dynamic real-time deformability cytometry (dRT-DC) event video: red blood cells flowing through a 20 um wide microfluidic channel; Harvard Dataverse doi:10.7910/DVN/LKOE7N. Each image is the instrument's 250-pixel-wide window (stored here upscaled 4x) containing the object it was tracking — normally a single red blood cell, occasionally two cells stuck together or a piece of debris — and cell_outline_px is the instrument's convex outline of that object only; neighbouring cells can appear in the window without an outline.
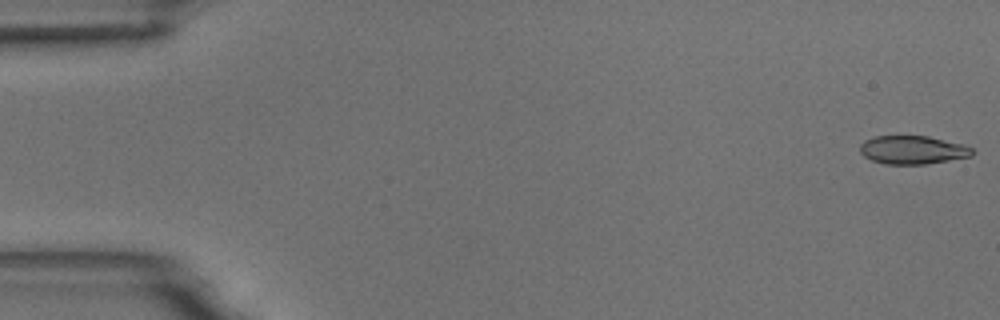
{"species": "common noctule bat (a hibernating species)", "species_latin": "Nyctalus noctula", "temperature_condition": "room temperature", "stored_images_in_passage": 54, "camera_frame_rate_fps": 3000, "um_per_image_px": 0.085, "animal": {"sex": "male", "body_mass_g": 18.8}, "frame": {"image": 1, "passage_image": 1, "time_ms": 0.0, "image_size_px": [1000, 320], "cell_outline_px": [[976, 152], [972, 156], [924, 164], [884, 164], [872, 160], [864, 156], [860, 152], [860, 144], [864, 140], [872, 136], [928, 136], [964, 144], [972, 148]], "centroid_in_image_um": [77.58, 12.73], "position_along_channel_um": 7.4, "area_um2": 18.67}}
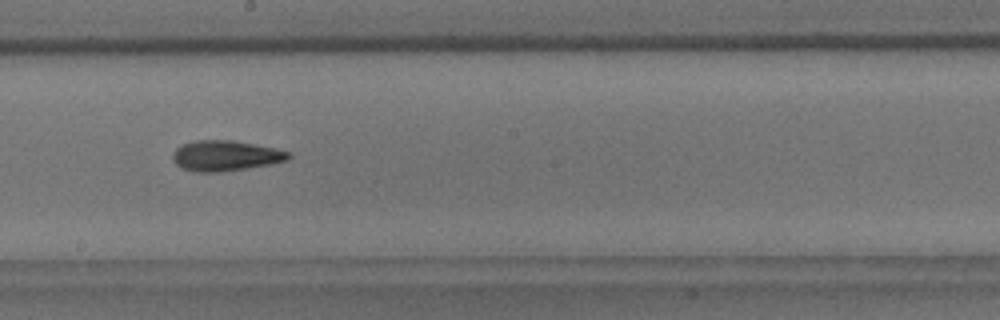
{"frame": {"image": 2, "passage_image": 30, "time_ms": 9.667, "image_size_px": [1000, 320], "cell_outline_px": [[292, 156], [288, 160], [272, 164], [220, 172], [192, 172], [180, 168], [172, 160], [172, 152], [180, 144], [196, 140], [232, 140], [256, 144], [276, 148], [292, 152]], "centroid_in_image_um": [19.16, 13.23], "position_along_channel_um": 229.0, "area_um2": 20.98}}
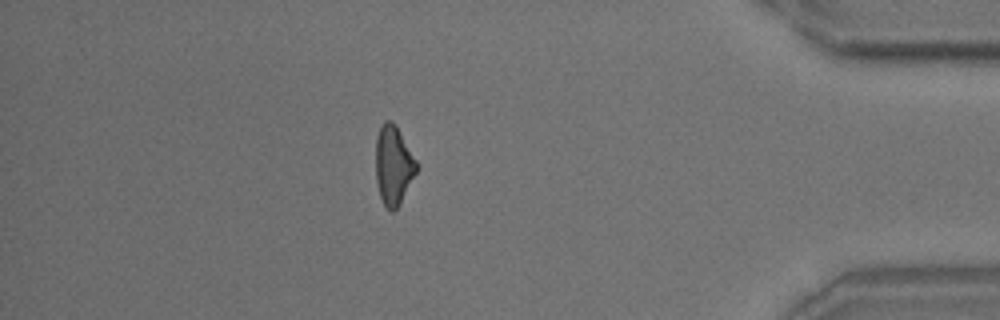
{"frame": {"image": 3, "passage_image": 47, "time_ms": 15.333, "image_size_px": [1000, 320], "cell_outline_px": [[416, 172], [396, 208], [392, 212], [384, 204], [380, 196], [376, 180], [376, 136], [384, 120], [392, 120], [396, 124], [416, 160]], "centroid_in_image_um": [33.41, 13.98], "position_along_channel_um": 401.8, "area_um2": 18.38}, "authors_computed_cell_mechanics": {"area_um2": 19.3919, "velocity_mm_per_s": 3.7627, "shape_relaxation_time_tau1_ms": 9.1386, "shape_relaxation_time_tau2_ms": 3.0171, "deformation_change_tau1": 0.2161, "deformation_change_tau2": 0.1177}}